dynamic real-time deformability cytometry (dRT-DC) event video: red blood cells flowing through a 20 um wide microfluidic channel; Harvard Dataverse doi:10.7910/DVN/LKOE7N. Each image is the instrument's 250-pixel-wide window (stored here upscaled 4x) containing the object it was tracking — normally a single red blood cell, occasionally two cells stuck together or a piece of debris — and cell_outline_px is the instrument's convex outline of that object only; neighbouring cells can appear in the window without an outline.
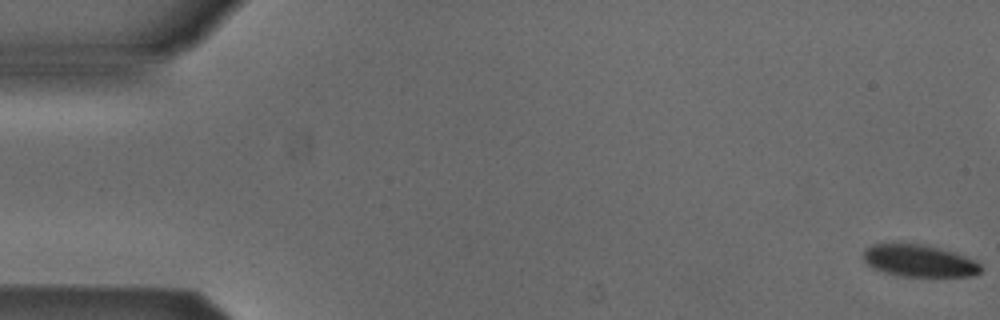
{"species": "Egyptian fruit bat (a non-hibernating species)", "species_latin": "Rousettus aegyptiacus", "temperature_condition": "cold", "stored_images_in_passage": 54, "camera_frame_rate_fps": 3000, "um_per_image_px": 0.085, "animal": {"sex": "male"}, "frame": {"image": 1, "passage_image": 1, "time_ms": 0.0, "image_size_px": [1000, 320], "cell_outline_px": [[980, 272], [972, 276], [896, 276], [872, 268], [860, 256], [864, 248], [872, 244], [920, 244], [940, 248], [956, 252], [976, 260], [980, 264]], "centroid_in_image_um": [78.09, 22.16], "position_along_channel_um": 6.9, "area_um2": 22.14}}
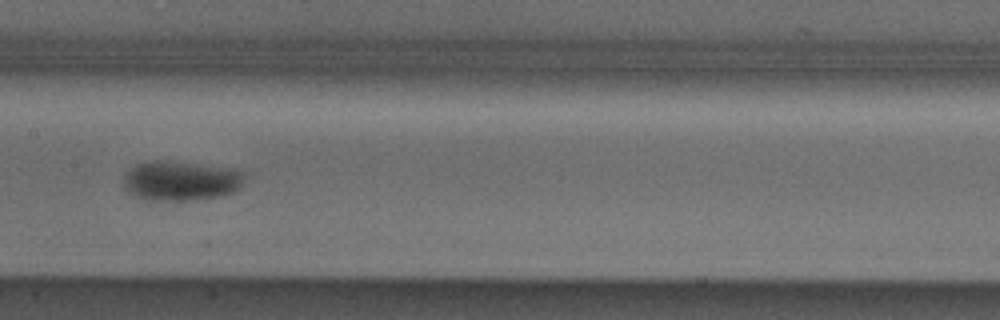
{"frame": {"image": 2, "passage_image": 27, "time_ms": 8.667, "image_size_px": [1000, 320], "cell_outline_px": [[244, 184], [240, 188], [232, 192], [220, 196], [180, 204], [144, 200], [128, 192], [124, 188], [124, 176], [136, 164], [156, 160], [168, 160], [232, 168], [244, 172]], "centroid_in_image_um": [15.38, 15.42], "position_along_channel_um": 192.0, "area_um2": 29.07}}
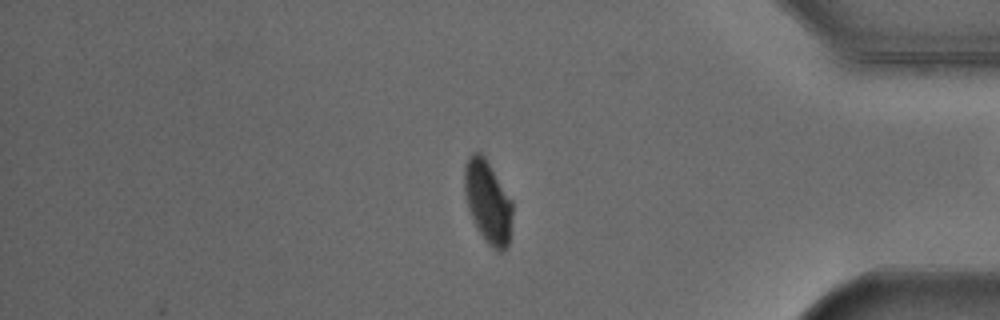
{"frame": {"image": 3, "passage_image": 45, "time_ms": 14.667, "image_size_px": [1000, 320], "cell_outline_px": [[512, 216], [508, 248], [500, 252], [496, 252], [488, 244], [472, 220], [468, 208], [464, 192], [464, 164], [468, 156], [472, 152], [480, 152], [484, 156], [512, 200]], "centroid_in_image_um": [41.45, 17.16], "position_along_channel_um": 393.7, "area_um2": 23.24}, "authors_computed_cell_mechanics": {"area_um2": 24.9696, "velocity_mm_per_s": 3.8499, "shape_relaxation_time_tau1_ms": 2.0703, "shape_relaxation_time_tau2_ms": null, "deformation_change_tau1": 0.0855, "deformation_change_tau2": null}}